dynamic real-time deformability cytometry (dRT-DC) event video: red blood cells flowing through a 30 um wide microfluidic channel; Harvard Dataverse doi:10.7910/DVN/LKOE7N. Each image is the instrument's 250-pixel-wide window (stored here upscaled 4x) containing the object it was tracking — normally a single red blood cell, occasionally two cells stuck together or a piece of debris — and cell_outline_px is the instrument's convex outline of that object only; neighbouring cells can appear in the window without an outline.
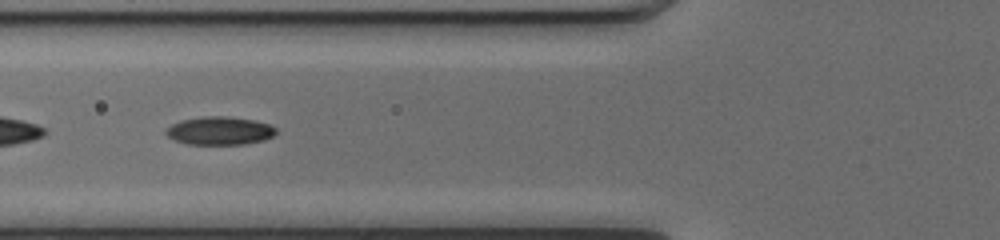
{"species": "common noctule bat (a hibernating species)", "species_latin": "Nyctalus noctula", "temperature_condition": "cold", "stored_images_in_passage": 52, "segment_of_instrument_passage": [2, 2], "camera_frame_rate_fps": 3000, "um_per_image_px": 0.085, "animal": {"sex": "female", "body_mass_g": 17.0, "forearm_length_mm": 48.0}, "frame": {"image": 1, "passage_image": 20, "time_ms": 6.333, "image_size_px": [1000, 240], "cell_outline_px": [[276, 132], [272, 136], [264, 140], [244, 144], [188, 144], [176, 140], [168, 136], [164, 132], [172, 124], [180, 120], [204, 116], [228, 116], [256, 120], [268, 124], [276, 128]], "centroid_in_image_um": [18.68, 11.1], "position_along_channel_um": 107.1, "area_um2": 18.03}}
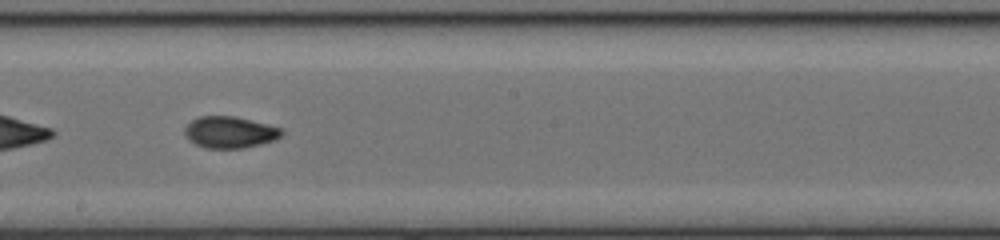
{"frame": {"image": 2, "passage_image": 29, "time_ms": 9.333, "image_size_px": [1000, 240], "cell_outline_px": [[284, 132], [276, 140], [244, 148], [204, 148], [188, 140], [184, 132], [184, 128], [192, 120], [200, 116], [236, 116], [268, 124], [280, 128]], "centroid_in_image_um": [19.53, 11.24], "position_along_channel_um": 228.7, "area_um2": 17.92}}
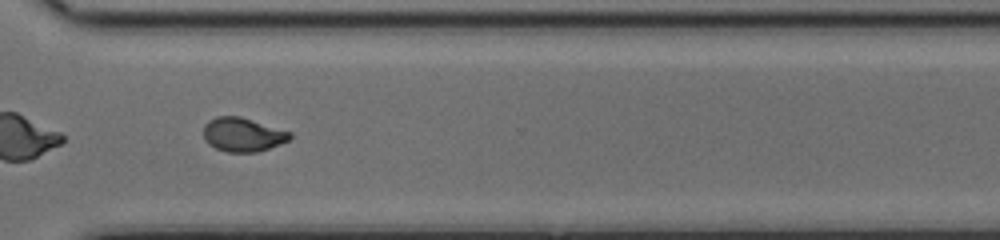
{"frame": {"image": 3, "passage_image": 38, "time_ms": 12.333, "image_size_px": [1000, 240], "cell_outline_px": [[292, 136], [288, 140], [280, 144], [256, 152], [228, 152], [216, 148], [208, 144], [204, 140], [204, 124], [208, 120], [216, 116], [240, 116], [292, 132]], "centroid_in_image_um": [20.62, 11.43], "position_along_channel_um": 350.0, "area_um2": 17.11}}